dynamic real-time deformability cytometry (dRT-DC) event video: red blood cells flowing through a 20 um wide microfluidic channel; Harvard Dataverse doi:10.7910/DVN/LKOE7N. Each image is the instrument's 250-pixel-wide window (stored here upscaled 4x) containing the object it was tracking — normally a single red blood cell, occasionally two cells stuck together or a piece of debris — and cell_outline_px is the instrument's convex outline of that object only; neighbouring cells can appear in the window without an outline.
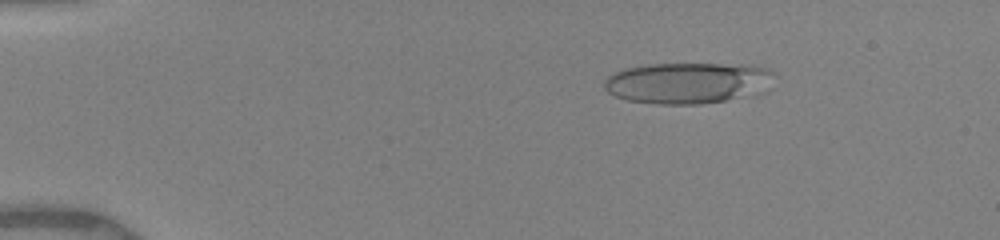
{"species": "human", "species_latin": "Homo sapiens", "temperature_condition": "warm", "stored_images_in_passage": 37, "camera_frame_rate_fps": 3000, "um_per_image_px": 0.085, "donor": {"sex": "female"}, "frame": {"image": 1, "passage_image": 8, "time_ms": 2.333, "image_size_px": [1000, 240], "cell_outline_px": [[776, 76], [772, 88], [768, 92], [724, 100], [700, 104], [656, 104], [628, 100], [616, 96], [608, 92], [604, 88], [604, 80], [612, 72], [624, 68], [644, 64], [744, 64], [768, 68]], "centroid_in_image_um": [58.53, 7.04], "position_along_channel_um": 26.5, "area_um2": 41.56}}
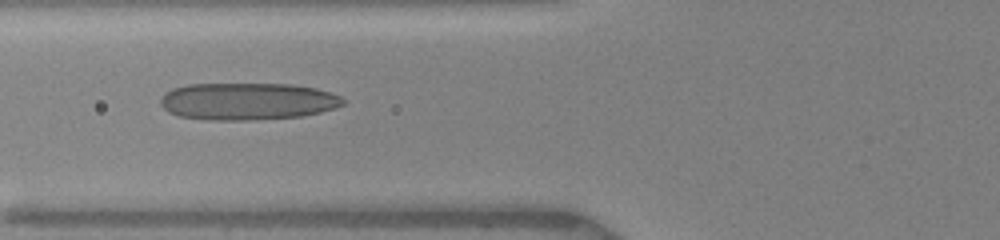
{"frame": {"image": 2, "passage_image": 25, "time_ms": 6.333, "image_size_px": [1000, 240], "cell_outline_px": [[344, 104], [336, 108], [320, 112], [300, 116], [248, 120], [212, 120], [180, 116], [168, 112], [160, 104], [160, 100], [164, 92], [172, 88], [188, 84], [292, 84], [316, 88], [340, 96], [344, 100]], "centroid_in_image_um": [21.01, 8.6], "position_along_channel_um": 104.8, "area_um2": 39.54}}
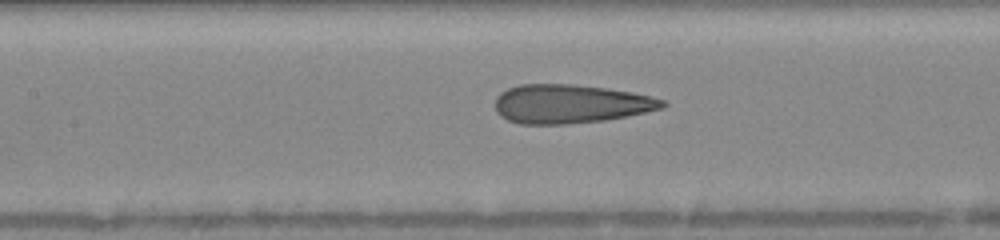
{"frame": {"image": 3, "passage_image": 32, "time_ms": 7.667, "image_size_px": [1000, 240], "cell_outline_px": [[668, 104], [664, 108], [604, 120], [568, 124], [520, 124], [508, 120], [500, 116], [496, 112], [496, 96], [500, 92], [508, 88], [520, 84], [572, 84], [608, 88], [632, 92], [664, 100]], "centroid_in_image_um": [48.45, 8.83], "position_along_channel_um": 158.9, "area_um2": 37.86}}